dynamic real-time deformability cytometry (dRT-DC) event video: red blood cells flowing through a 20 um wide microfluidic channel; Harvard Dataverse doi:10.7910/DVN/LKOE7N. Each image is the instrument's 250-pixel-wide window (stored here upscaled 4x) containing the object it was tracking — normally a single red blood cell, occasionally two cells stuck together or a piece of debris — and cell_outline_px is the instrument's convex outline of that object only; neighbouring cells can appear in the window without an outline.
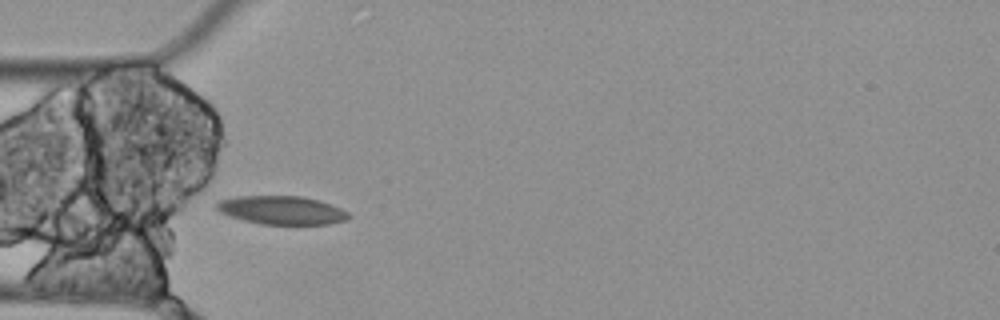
{"species": "Egyptian fruit bat (a non-hibernating species)", "species_latin": "Rousettus aegyptiacus", "temperature_condition": "cold", "stored_images_in_passage": 4, "camera_frame_rate_fps": 3000, "um_per_image_px": 0.085, "animal": {"sex": "female"}, "frame": {"image": 1, "passage_image": 4, "time_ms": 1.0, "image_size_px": [1000, 320], "cell_outline_px": [[352, 216], [348, 220], [328, 224], [260, 224], [228, 216], [220, 212], [216, 208], [216, 200], [236, 196], [304, 196], [320, 200], [332, 204], [348, 212]], "centroid_in_image_um": [23.95, 17.86], "position_along_channel_um": 61.0, "area_um2": 22.2}}